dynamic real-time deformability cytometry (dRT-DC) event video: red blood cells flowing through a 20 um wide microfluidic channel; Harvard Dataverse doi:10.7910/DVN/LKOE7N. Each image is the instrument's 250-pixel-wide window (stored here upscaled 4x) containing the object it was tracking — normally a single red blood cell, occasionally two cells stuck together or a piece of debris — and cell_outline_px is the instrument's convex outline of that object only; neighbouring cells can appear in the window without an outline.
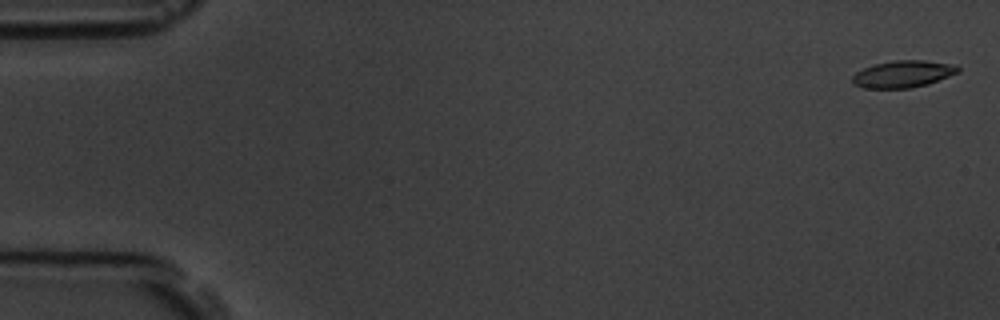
{"species": "common noctule bat (a hibernating species)", "species_latin": "Nyctalus noctula", "temperature_condition": "room temperature", "stored_images_in_passage": 5, "camera_frame_rate_fps": 3000, "um_per_image_px": 0.085, "animal": {"sex": "male", "body_mass_g": 19.5, "forearm_length_mm": 54.6}, "frame": {"image": 1, "passage_image": 1, "time_ms": 0.0, "image_size_px": [1000, 320], "cell_outline_px": [[960, 72], [928, 84], [908, 88], [864, 88], [852, 84], [852, 76], [856, 72], [864, 68], [876, 64], [896, 60], [924, 60], [956, 64], [960, 68]], "centroid_in_image_um": [76.78, 6.29], "position_along_channel_um": 8.2, "area_um2": 16.65}}